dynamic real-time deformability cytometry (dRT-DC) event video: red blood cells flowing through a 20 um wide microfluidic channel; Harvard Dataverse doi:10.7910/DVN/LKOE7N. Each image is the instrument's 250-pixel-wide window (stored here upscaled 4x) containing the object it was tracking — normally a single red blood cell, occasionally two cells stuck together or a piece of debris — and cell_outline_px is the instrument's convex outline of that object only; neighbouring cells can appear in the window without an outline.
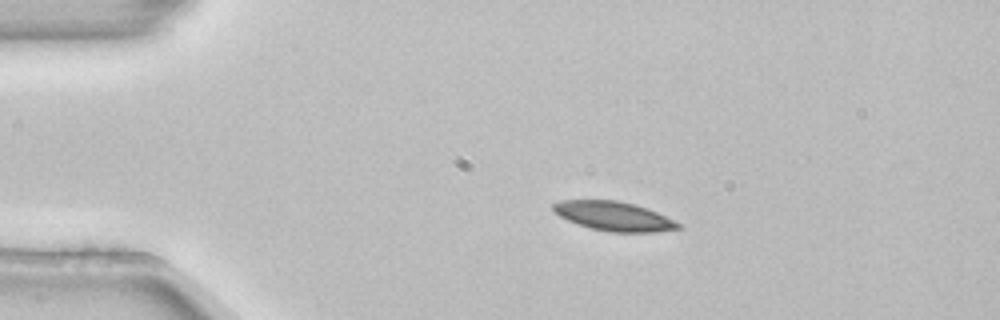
{"species": "common noctule bat (a hibernating species)", "species_latin": "Nyctalus noctula", "temperature_condition": "room temperature", "stored_images_in_passage": 2, "camera_frame_rate_fps": 3000, "um_per_image_px": 0.085, "animal": {"sex": "female", "body_mass_g": 22.7, "forearm_length_mm": 54.2}, "frame": {"image": 1, "passage_image": 1, "time_ms": 0.0, "image_size_px": [1000, 320], "cell_outline_px": [[684, 228], [652, 232], [612, 232], [592, 228], [568, 220], [552, 212], [552, 204], [560, 200], [616, 200], [636, 204], [648, 208], [680, 224]], "centroid_in_image_um": [52.16, 18.36], "position_along_channel_um": 32.8, "area_um2": 21.15}}